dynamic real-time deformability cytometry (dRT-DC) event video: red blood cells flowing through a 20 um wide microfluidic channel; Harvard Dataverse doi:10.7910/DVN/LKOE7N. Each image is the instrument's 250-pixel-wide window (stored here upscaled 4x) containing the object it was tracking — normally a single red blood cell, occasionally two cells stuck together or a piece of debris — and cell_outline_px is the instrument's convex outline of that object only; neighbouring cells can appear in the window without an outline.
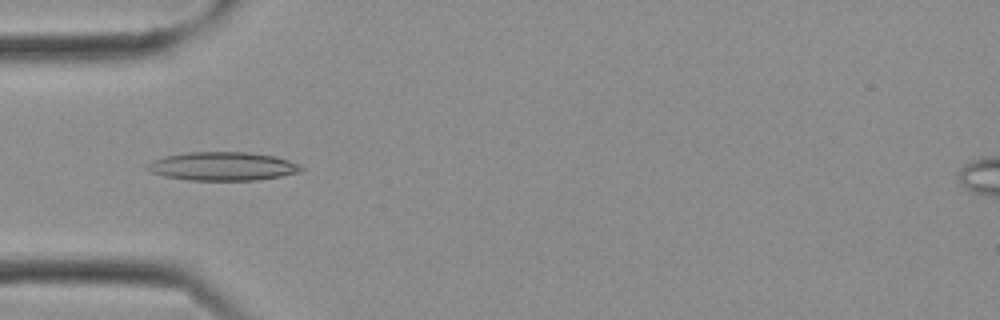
{"species": "Egyptian fruit bat (a non-hibernating species)", "species_latin": "Rousettus aegyptiacus", "temperature_condition": "cold", "stored_images_in_passage": 10, "camera_frame_rate_fps": 3000, "um_per_image_px": 0.085, "frame": {"image": 1, "passage_image": 7, "time_ms": 2.0, "image_size_px": [1000, 320], "cell_outline_px": [[304, 168], [296, 172], [280, 176], [256, 180], [188, 180], [164, 176], [152, 172], [144, 168], [152, 160], [164, 156], [188, 152], [248, 152], [276, 156], [300, 164]], "centroid_in_image_um": [18.89, 14.12], "position_along_channel_um": 66.1, "area_um2": 25.55}}
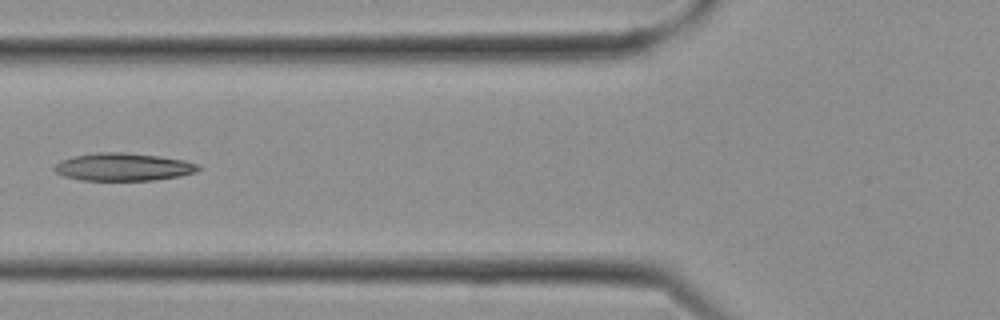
{"frame": {"image": 2, "passage_image": 9, "time_ms": 2.667, "image_size_px": [1000, 320], "cell_outline_px": [[204, 168], [196, 172], [180, 176], [152, 180], [80, 180], [64, 176], [56, 172], [52, 168], [60, 160], [72, 156], [100, 152], [124, 152], [160, 156], [184, 160], [200, 164]], "centroid_in_image_um": [10.51, 14.18], "position_along_channel_um": 115.3, "area_um2": 23.47}}